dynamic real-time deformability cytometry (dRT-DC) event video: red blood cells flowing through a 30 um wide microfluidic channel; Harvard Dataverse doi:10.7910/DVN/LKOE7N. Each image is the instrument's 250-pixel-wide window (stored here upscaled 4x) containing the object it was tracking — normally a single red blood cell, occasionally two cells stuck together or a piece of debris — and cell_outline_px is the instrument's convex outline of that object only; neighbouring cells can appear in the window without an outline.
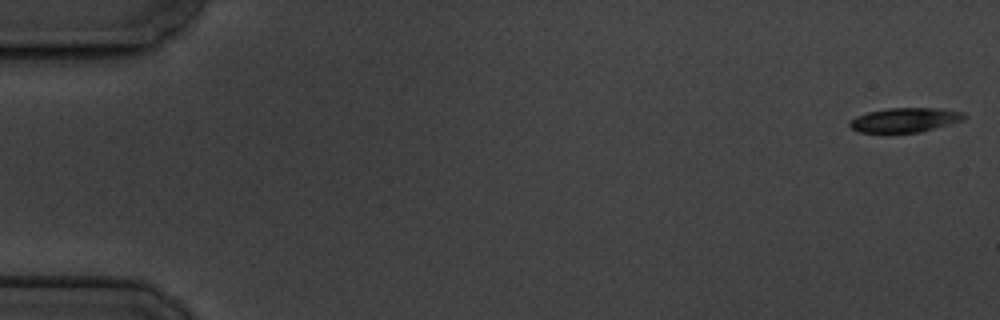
{"species": "common noctule bat (a hibernating species)", "species_latin": "Nyctalus noctula", "temperature_condition": "cold", "stored_images_in_passage": 6, "camera_frame_rate_fps": 3000, "um_per_image_px": 0.085, "animal": {"sex": "male", "body_mass_g": 19.5, "forearm_length_mm": 54.6}, "frame": {"image": 1, "passage_image": 1, "time_ms": 0.0, "image_size_px": [1000, 320], "cell_outline_px": [[968, 116], [964, 120], [920, 132], [860, 132], [852, 128], [848, 124], [856, 116], [868, 112], [888, 108], [936, 108], [964, 112]], "centroid_in_image_um": [76.96, 10.19], "position_along_channel_um": 8.0, "area_um2": 16.13}}
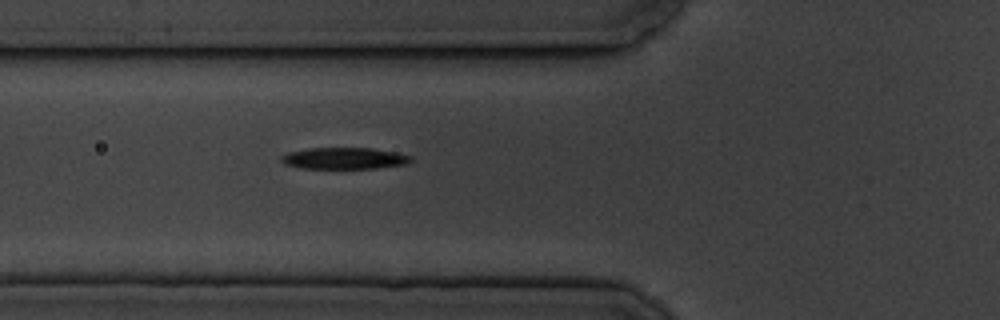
{"frame": {"image": 2, "passage_image": 6, "time_ms": 6.667, "image_size_px": [1000, 320], "cell_outline_px": [[412, 160], [408, 164], [376, 168], [300, 168], [284, 164], [280, 160], [280, 156], [288, 152], [308, 148], [372, 148], [396, 152], [412, 156]], "centroid_in_image_um": [29.26, 13.45], "position_along_channel_um": 96.5, "area_um2": 16.36}}